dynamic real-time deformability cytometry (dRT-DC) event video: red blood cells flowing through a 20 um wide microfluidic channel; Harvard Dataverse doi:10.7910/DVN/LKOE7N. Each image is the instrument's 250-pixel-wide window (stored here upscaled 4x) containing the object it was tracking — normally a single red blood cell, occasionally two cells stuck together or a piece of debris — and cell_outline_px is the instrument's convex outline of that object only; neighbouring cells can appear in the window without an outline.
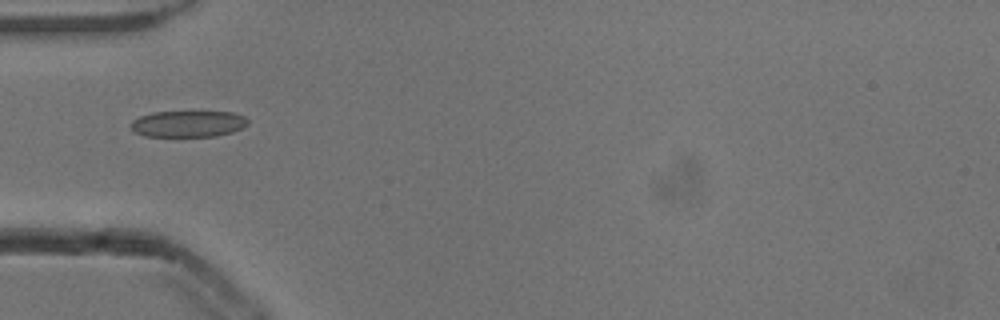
{"species": "common noctule bat (a hibernating species)", "species_latin": "Nyctalus noctula", "temperature_condition": "cold", "stored_images_in_passage": 20, "camera_frame_rate_fps": 3000, "um_per_image_px": 0.085, "animal": {"sex": "male", "body_mass_g": 13.3}, "frame": {"image": 1, "passage_image": 1, "time_ms": 0.0, "image_size_px": [1000, 320], "cell_outline_px": [[248, 124], [232, 132], [216, 136], [144, 136], [132, 132], [128, 124], [132, 120], [140, 116], [152, 112], [232, 112], [244, 116], [248, 120]], "centroid_in_image_um": [15.92, 10.53], "position_along_channel_um": 69.1, "area_um2": 18.09}}
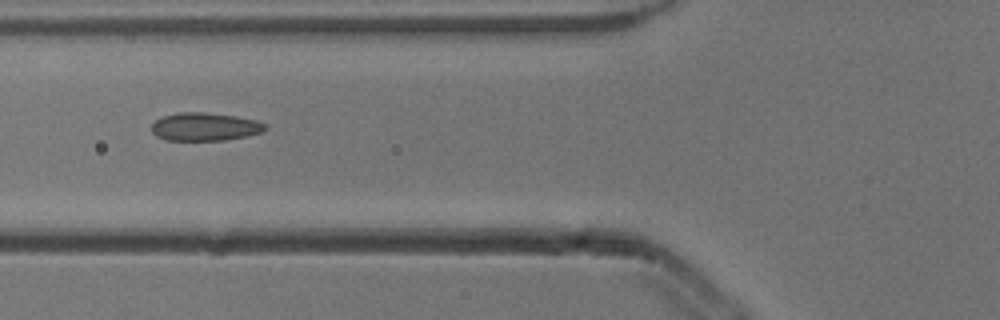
{"frame": {"image": 2, "passage_image": 4, "time_ms": 1.0, "image_size_px": [1000, 320], "cell_outline_px": [[268, 128], [264, 132], [224, 140], [164, 140], [156, 136], [152, 132], [152, 124], [156, 120], [164, 116], [180, 112], [208, 112], [236, 116], [256, 120], [264, 124]], "centroid_in_image_um": [17.42, 10.77], "position_along_channel_um": 108.4, "area_um2": 18.61}}